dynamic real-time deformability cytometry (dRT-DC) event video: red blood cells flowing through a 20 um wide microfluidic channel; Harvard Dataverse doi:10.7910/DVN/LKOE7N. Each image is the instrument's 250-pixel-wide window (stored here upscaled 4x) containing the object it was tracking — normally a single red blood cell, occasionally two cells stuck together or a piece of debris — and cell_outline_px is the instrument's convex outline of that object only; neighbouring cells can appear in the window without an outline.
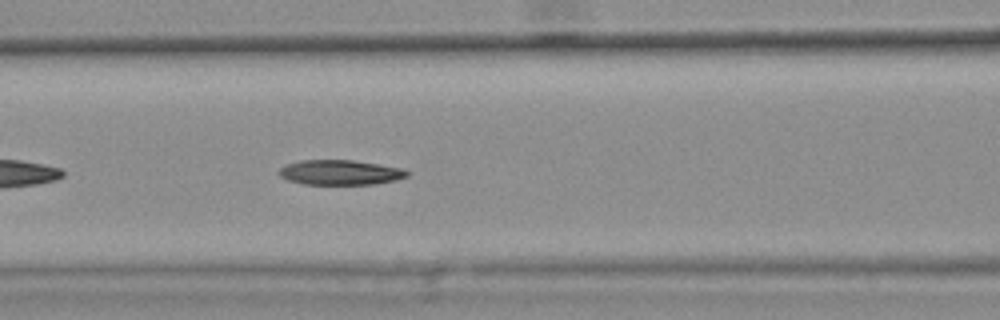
{"species": "common noctule bat (a hibernating species)", "species_latin": "Nyctalus noctula", "temperature_condition": "warm", "stored_images_in_passage": 29, "camera_frame_rate_fps": 3000, "um_per_image_px": 0.085, "animal": {"sex": "female", "body_mass_g": 25.1}, "frame": {"image": 1, "passage_image": 9, "time_ms": 2.667, "image_size_px": [1000, 320], "cell_outline_px": [[408, 176], [396, 180], [376, 184], [304, 184], [288, 180], [280, 176], [276, 172], [280, 168], [288, 164], [300, 160], [352, 160], [400, 168], [408, 172]], "centroid_in_image_um": [28.88, 14.66], "position_along_channel_um": 137.7, "area_um2": 18.44}, "authors_computed_cell_mechanics": {"area_um2": 18.9584, "velocity_mm_per_s": 3.8057, "shape_relaxation_time_tau1_ms": 8.0448, "shape_relaxation_time_tau2_ms": null, "deformation_change_tau1": 0.1699, "deformation_change_tau2": null}}